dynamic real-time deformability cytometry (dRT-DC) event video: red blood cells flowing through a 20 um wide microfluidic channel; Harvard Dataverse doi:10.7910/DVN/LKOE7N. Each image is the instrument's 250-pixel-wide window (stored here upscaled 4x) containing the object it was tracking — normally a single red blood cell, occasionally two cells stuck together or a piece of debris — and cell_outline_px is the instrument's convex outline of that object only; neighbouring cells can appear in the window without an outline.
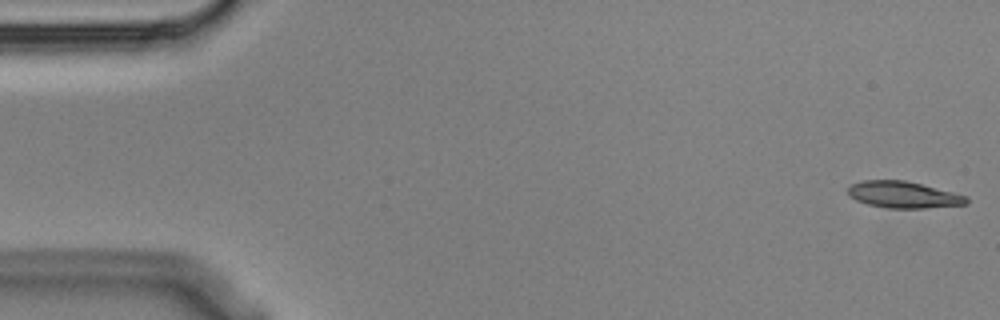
{"species": "Egyptian fruit bat (a non-hibernating species)", "species_latin": "Rousettus aegyptiacus", "temperature_condition": "cold", "stored_images_in_passage": 4, "camera_frame_rate_fps": 3000, "um_per_image_px": 0.085, "animal": {"sex": "male"}, "frame": {"image": 1, "passage_image": 1, "time_ms": 0.0, "image_size_px": [1000, 320], "cell_outline_px": [[968, 204], [924, 208], [888, 208], [868, 204], [856, 200], [848, 196], [848, 188], [852, 184], [864, 180], [904, 180], [968, 196]], "centroid_in_image_um": [76.78, 16.55], "position_along_channel_um": 8.2, "area_um2": 18.21}}
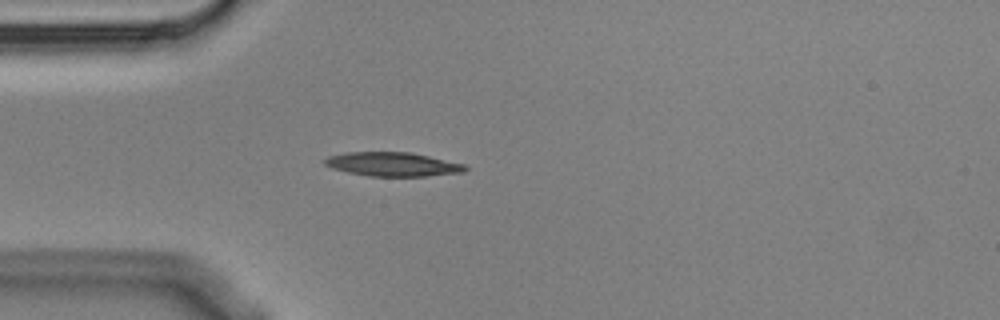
{"frame": {"image": 2, "passage_image": 4, "time_ms": 1.0, "image_size_px": [1000, 320], "cell_outline_px": [[468, 168], [464, 172], [424, 176], [368, 176], [348, 172], [332, 168], [324, 164], [324, 160], [328, 156], [344, 152], [412, 152], [464, 164]], "centroid_in_image_um": [33.36, 13.95], "position_along_channel_um": 51.6, "area_um2": 19.59}}